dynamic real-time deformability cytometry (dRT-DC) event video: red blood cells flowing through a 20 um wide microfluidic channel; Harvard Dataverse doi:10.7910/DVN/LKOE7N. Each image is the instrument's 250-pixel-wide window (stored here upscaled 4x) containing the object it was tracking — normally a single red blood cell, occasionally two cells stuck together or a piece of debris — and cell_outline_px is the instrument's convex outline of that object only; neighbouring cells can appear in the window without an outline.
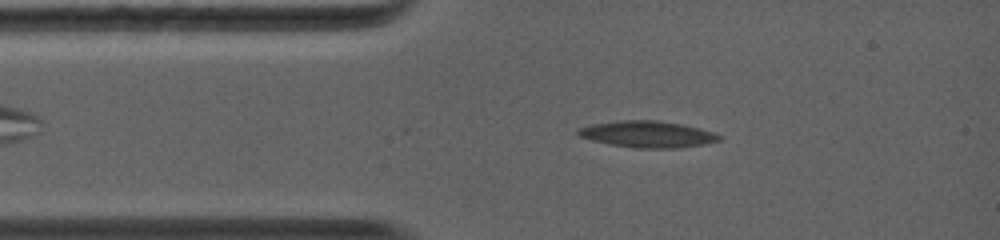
{"species": "common noctule bat (a hibernating species)", "species_latin": "Nyctalus noctula", "temperature_condition": "warm", "stored_images_in_passage": 46, "camera_frame_rate_fps": 5000, "um_per_image_px": 0.085, "animal": {"sex": "female", "body_mass_g": 19.0, "forearm_length_mm": 56.7}, "frame": {"image": 1, "passage_image": 9, "time_ms": 1.6, "image_size_px": [1000, 240], "cell_outline_px": [[724, 136], [720, 140], [704, 144], [676, 148], [636, 148], [612, 144], [592, 140], [580, 136], [576, 132], [580, 128], [592, 124], [620, 120], [656, 120], [680, 124], [700, 128], [716, 132]], "centroid_in_image_um": [55.1, 11.4], "position_along_channel_um": 29.9, "area_um2": 21.68}}
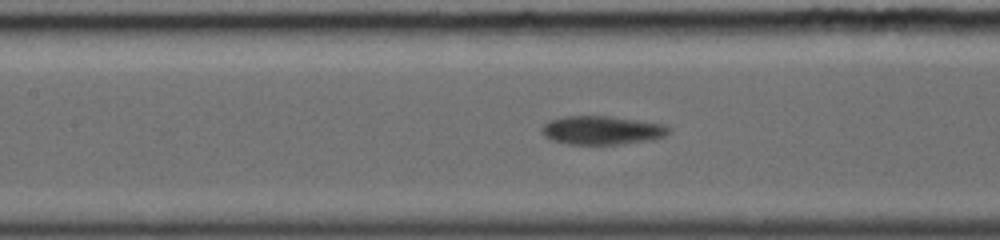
{"frame": {"image": 2, "passage_image": 20, "time_ms": 5.0, "image_size_px": [1000, 240], "cell_outline_px": [[672, 128], [664, 136], [652, 140], [620, 144], [568, 144], [552, 140], [544, 136], [544, 124], [548, 120], [564, 116], [608, 116], [664, 124]], "centroid_in_image_um": [51.18, 11.07], "position_along_channel_um": 156.2, "area_um2": 21.04}}
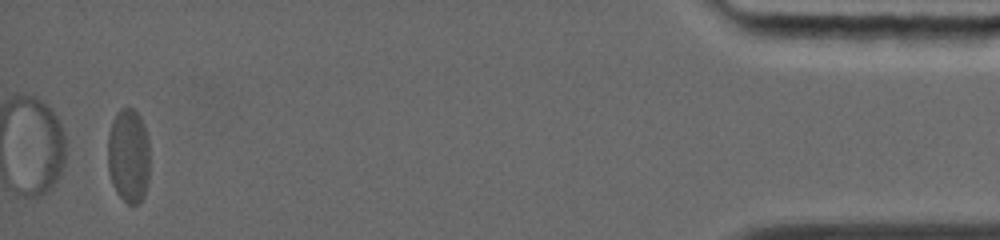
{"frame": {"image": 3, "passage_image": 41, "time_ms": 14.0, "image_size_px": [1000, 240], "cell_outline_px": [[148, 180], [144, 196], [136, 204], [128, 204], [116, 192], [112, 184], [108, 172], [108, 136], [112, 120], [116, 112], [120, 108], [128, 104], [140, 116], [144, 124], [148, 136]], "centroid_in_image_um": [10.91, 13.18], "position_along_channel_um": 424.3, "area_um2": 23.41}, "authors_computed_cell_mechanics": {"area_um2": 21.9351, "velocity_mm_per_s": 4.1639, "shape_relaxation_time_tau1_ms": 4.5037, "shape_relaxation_time_tau2_ms": null, "deformation_change_tau1": 0.1805, "deformation_change_tau2": null}}